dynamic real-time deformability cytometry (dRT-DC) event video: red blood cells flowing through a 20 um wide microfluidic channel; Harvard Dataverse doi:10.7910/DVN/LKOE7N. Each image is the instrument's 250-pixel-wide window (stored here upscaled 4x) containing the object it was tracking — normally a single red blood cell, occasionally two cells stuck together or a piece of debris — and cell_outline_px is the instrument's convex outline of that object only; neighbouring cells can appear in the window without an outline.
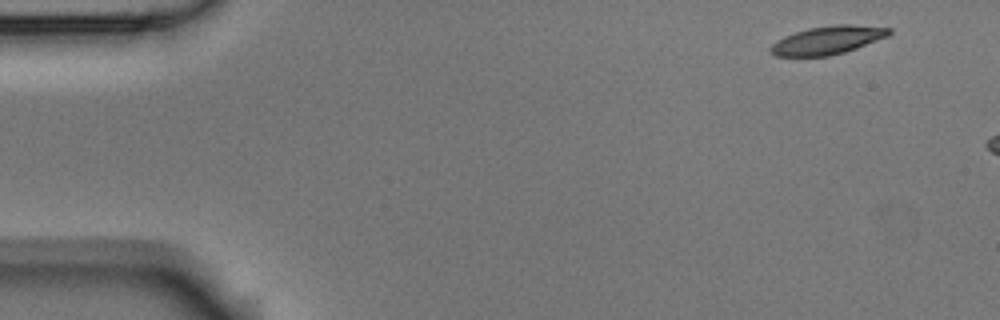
{"species": "Egyptian fruit bat (a non-hibernating species)", "species_latin": "Rousettus aegyptiacus", "temperature_condition": "room temperature", "stored_images_in_passage": 2, "camera_frame_rate_fps": 3000, "um_per_image_px": 0.085, "animal": {"sex": "male"}, "frame": {"image": 1, "passage_image": 1, "time_ms": 0.0, "image_size_px": [1000, 320], "cell_outline_px": [[892, 32], [888, 36], [856, 48], [844, 52], [828, 56], [776, 56], [768, 52], [768, 48], [772, 44], [784, 36], [808, 28], [836, 24], [852, 24], [892, 28]], "centroid_in_image_um": [70.33, 3.41], "position_along_channel_um": 14.7, "area_um2": 19.54}}